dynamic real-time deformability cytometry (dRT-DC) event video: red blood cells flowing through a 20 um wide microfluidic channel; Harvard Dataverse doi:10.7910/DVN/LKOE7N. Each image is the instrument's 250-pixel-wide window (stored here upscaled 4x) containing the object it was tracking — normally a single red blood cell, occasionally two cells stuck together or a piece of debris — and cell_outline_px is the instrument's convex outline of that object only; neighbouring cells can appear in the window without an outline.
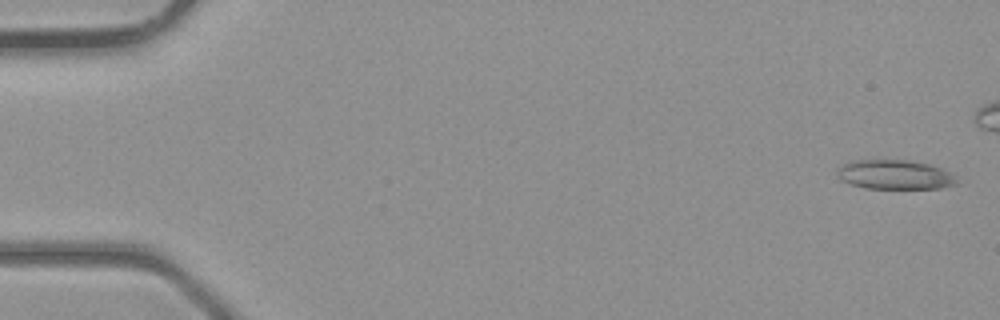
{"species": "common noctule bat (a hibernating species)", "species_latin": "Nyctalus noctula", "temperature_condition": "room temperature", "stored_images_in_passage": 34, "camera_frame_rate_fps": 3000, "um_per_image_px": 0.085, "animal": {"sex": "male", "body_mass_g": 23.1, "forearm_length_mm": 52.7}, "frame": {"image": 1, "passage_image": 1, "time_ms": 0.0, "image_size_px": [1000, 320], "cell_outline_px": [[960, 184], [940, 188], [864, 188], [840, 180], [836, 176], [836, 172], [844, 164], [852, 160], [908, 160], [928, 164], [940, 168], [948, 172]], "centroid_in_image_um": [76.03, 14.85], "position_along_channel_um": 9.0, "area_um2": 20.29}}
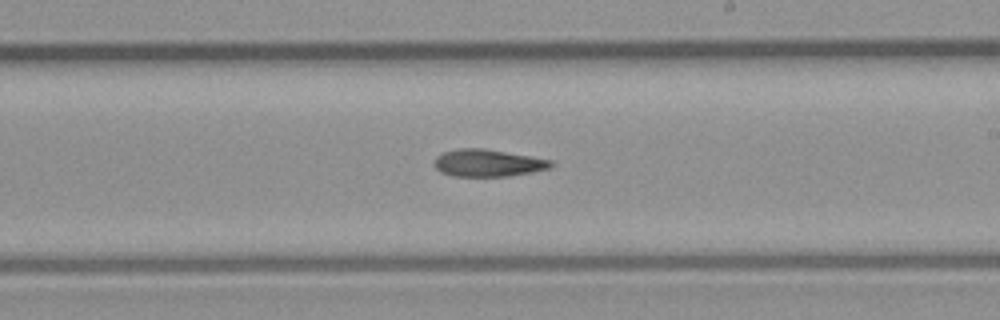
{"frame": {"image": 2, "passage_image": 24, "time_ms": 7.667, "image_size_px": [1000, 320], "cell_outline_px": [[556, 164], [548, 168], [532, 172], [508, 176], [452, 176], [440, 172], [432, 164], [436, 156], [444, 152], [456, 148], [484, 148], [552, 160]], "centroid_in_image_um": [41.43, 13.85], "position_along_channel_um": 247.6, "area_um2": 18.61}}
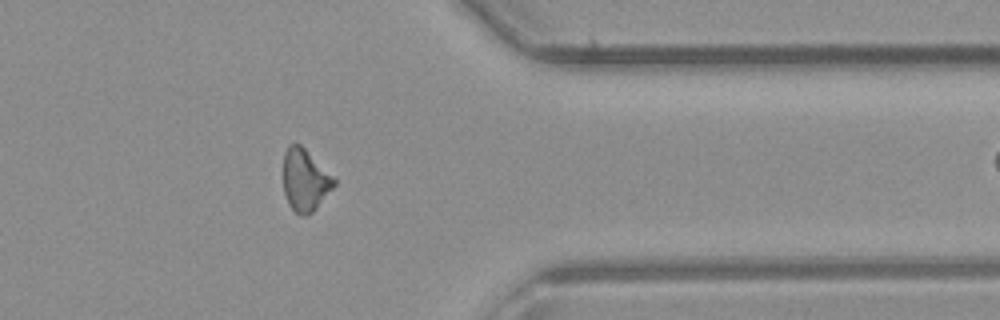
{"frame": {"image": 3, "passage_image": 33, "time_ms": 10.667, "image_size_px": [1000, 320], "cell_outline_px": [[336, 184], [316, 208], [308, 216], [300, 216], [288, 204], [284, 192], [284, 152], [288, 144], [300, 144], [336, 176]], "centroid_in_image_um": [25.96, 15.3], "position_along_channel_um": 385.4, "area_um2": 18.61}}